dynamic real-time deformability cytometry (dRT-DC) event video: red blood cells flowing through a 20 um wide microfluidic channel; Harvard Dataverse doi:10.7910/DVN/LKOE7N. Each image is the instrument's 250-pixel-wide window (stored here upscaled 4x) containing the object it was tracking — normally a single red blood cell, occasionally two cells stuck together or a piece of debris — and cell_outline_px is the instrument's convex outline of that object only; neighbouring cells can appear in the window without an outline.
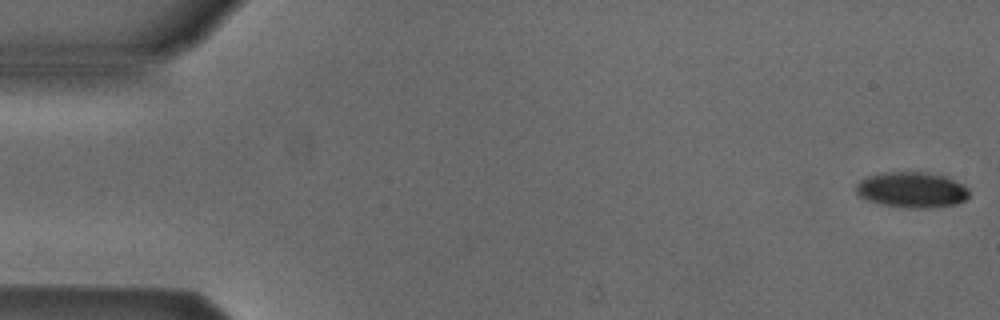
{"species": "Egyptian fruit bat (a non-hibernating species)", "species_latin": "Rousettus aegyptiacus", "temperature_condition": "cold", "stored_images_in_passage": 4, "camera_frame_rate_fps": 3000, "um_per_image_px": 0.085, "animal": {"sex": "male"}, "frame": {"image": 1, "passage_image": 1, "time_ms": 0.0, "image_size_px": [1000, 320], "cell_outline_px": [[968, 196], [964, 200], [956, 204], [924, 208], [908, 208], [884, 204], [864, 200], [856, 192], [856, 184], [860, 180], [868, 176], [884, 172], [928, 172], [944, 176], [968, 188]], "centroid_in_image_um": [77.46, 16.13], "position_along_channel_um": 7.5, "area_um2": 23.29}}
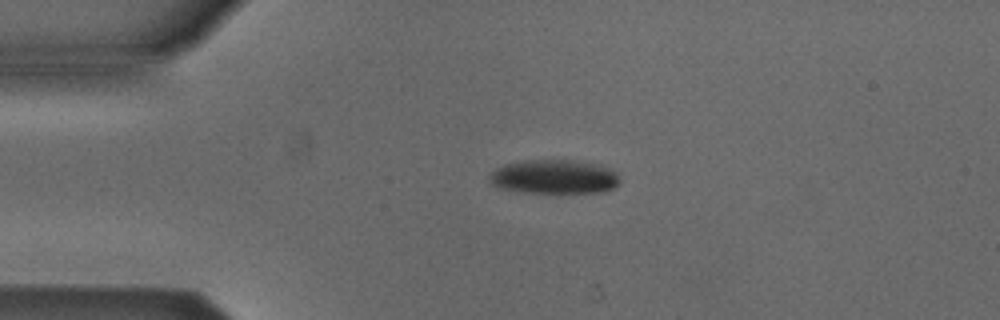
{"frame": {"image": 2, "passage_image": 4, "time_ms": 1.0, "image_size_px": [1000, 320], "cell_outline_px": [[620, 180], [612, 188], [604, 192], [524, 192], [500, 188], [492, 184], [488, 180], [488, 176], [496, 168], [504, 164], [524, 160], [572, 160], [600, 164], [612, 168], [616, 172]], "centroid_in_image_um": [47.11, 15.01], "position_along_channel_um": 37.9, "area_um2": 25.95}}